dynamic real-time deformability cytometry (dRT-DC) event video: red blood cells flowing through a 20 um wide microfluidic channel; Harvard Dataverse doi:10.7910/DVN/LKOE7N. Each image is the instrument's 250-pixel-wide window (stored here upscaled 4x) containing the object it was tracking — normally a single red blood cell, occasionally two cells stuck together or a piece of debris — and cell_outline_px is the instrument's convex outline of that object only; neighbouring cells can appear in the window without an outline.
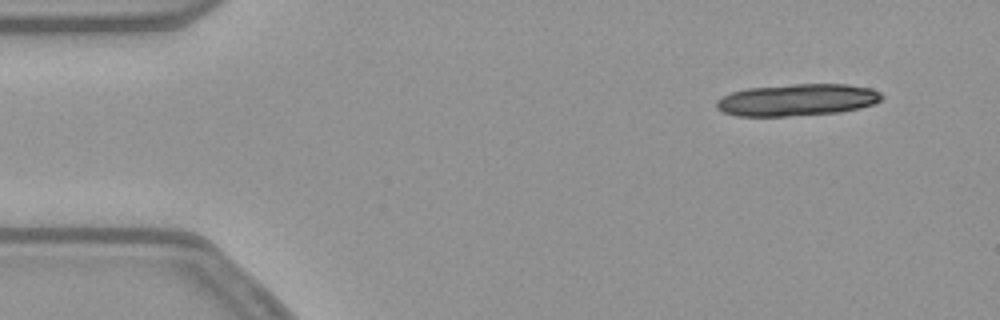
{"species": "common noctule bat (a hibernating species)", "species_latin": "Nyctalus noctula", "temperature_condition": "warm", "stored_images_in_passage": 14, "camera_frame_rate_fps": 3000, "um_per_image_px": 0.085, "animal": {"sex": "female", "body_mass_g": 21.9}, "frame": {"image": 1, "passage_image": 1, "time_ms": 0.0, "image_size_px": [1000, 320], "cell_outline_px": [[884, 96], [880, 100], [872, 104], [860, 108], [840, 112], [788, 116], [736, 116], [724, 112], [716, 108], [716, 100], [720, 96], [732, 92], [748, 88], [796, 84], [844, 84], [872, 88], [880, 92]], "centroid_in_image_um": [67.74, 8.49], "position_along_channel_um": 17.3, "area_um2": 30.81}}